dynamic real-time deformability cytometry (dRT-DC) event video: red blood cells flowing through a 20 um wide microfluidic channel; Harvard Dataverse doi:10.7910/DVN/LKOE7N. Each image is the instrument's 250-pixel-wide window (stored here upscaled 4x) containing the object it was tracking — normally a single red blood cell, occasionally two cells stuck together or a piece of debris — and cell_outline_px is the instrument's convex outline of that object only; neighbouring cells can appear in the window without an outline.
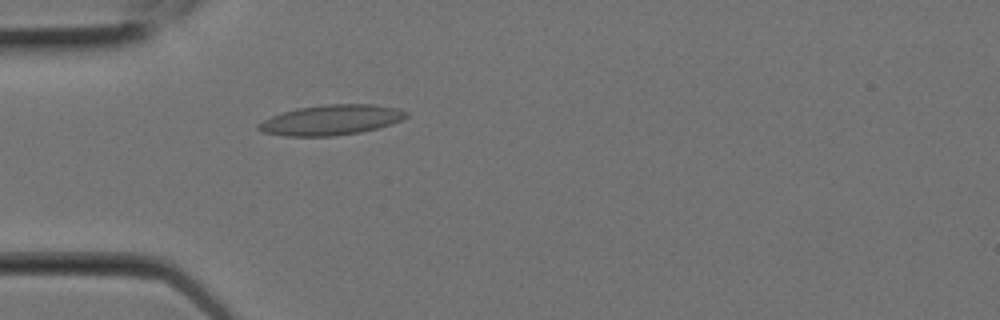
{"species": "Egyptian fruit bat (a non-hibernating species)", "species_latin": "Rousettus aegyptiacus", "temperature_condition": "room temperature", "stored_images_in_passage": 6, "camera_frame_rate_fps": 3000, "um_per_image_px": 0.085, "animal": {"sex": "female"}, "frame": {"image": 1, "passage_image": 6, "time_ms": 1.667, "image_size_px": [1000, 320], "cell_outline_px": [[408, 116], [400, 120], [376, 128], [360, 132], [332, 136], [284, 136], [264, 132], [256, 128], [256, 124], [272, 116], [296, 108], [324, 104], [372, 104], [400, 108], [408, 112]], "centroid_in_image_um": [28.13, 10.19], "position_along_channel_um": 56.9, "area_um2": 25.89}}